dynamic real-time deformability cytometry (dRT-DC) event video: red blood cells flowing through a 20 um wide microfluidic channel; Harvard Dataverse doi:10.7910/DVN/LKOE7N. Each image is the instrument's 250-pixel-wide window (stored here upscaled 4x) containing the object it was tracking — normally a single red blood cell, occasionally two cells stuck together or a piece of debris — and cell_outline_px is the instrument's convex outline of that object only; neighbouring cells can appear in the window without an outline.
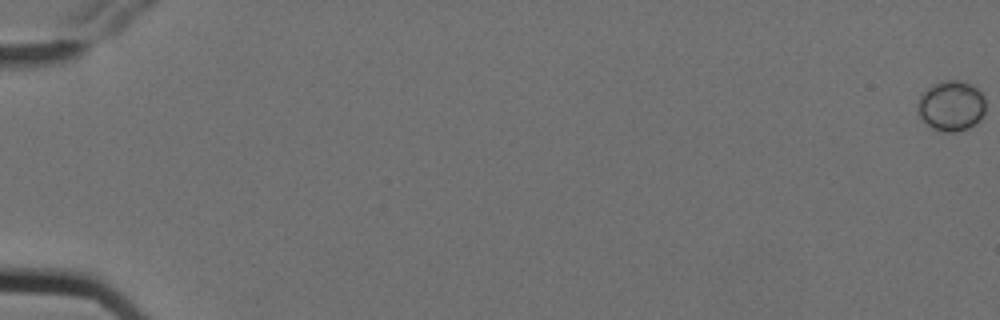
{"species": "Egyptian fruit bat (a non-hibernating species)", "species_latin": "Rousettus aegyptiacus", "temperature_condition": "cold", "stored_images_in_passage": 9, "camera_frame_rate_fps": 3000, "um_per_image_px": 0.085, "animal": {"sex": "female"}, "frame": {"image": 1, "passage_image": 1, "time_ms": 0.0, "image_size_px": [1000, 320], "cell_outline_px": [[984, 112], [980, 120], [976, 124], [968, 128], [956, 132], [940, 132], [924, 124], [920, 116], [920, 96], [932, 84], [940, 80], [956, 80], [968, 84], [976, 88], [984, 96]], "centroid_in_image_um": [80.86, 9.02], "position_along_channel_um": 4.1, "area_um2": 19.77}}
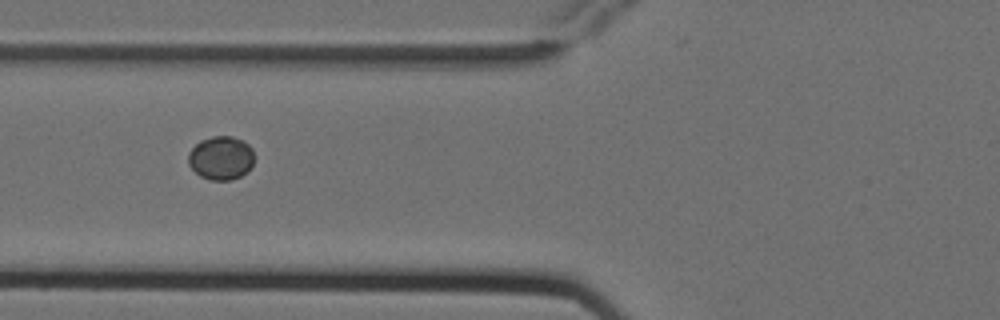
{"frame": {"image": 2, "passage_image": 8, "time_ms": 2.333, "image_size_px": [1000, 320], "cell_outline_px": [[252, 164], [240, 176], [232, 180], [208, 180], [200, 176], [188, 164], [188, 152], [200, 140], [212, 136], [232, 136], [244, 140], [252, 148]], "centroid_in_image_um": [18.75, 13.41], "position_along_channel_um": 107.1, "area_um2": 16.7}}
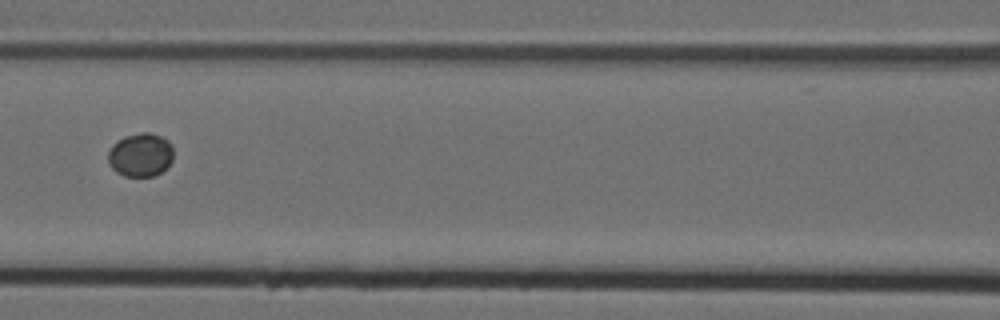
{"frame": {"image": 3, "passage_image": 9, "time_ms": 2.667, "image_size_px": [1000, 320], "cell_outline_px": [[172, 160], [156, 176], [124, 176], [116, 172], [108, 164], [108, 152], [112, 144], [124, 136], [140, 132], [148, 132], [160, 136], [168, 140], [172, 148]], "centroid_in_image_um": [11.91, 13.16], "position_along_channel_um": 154.7, "area_um2": 16.59}}